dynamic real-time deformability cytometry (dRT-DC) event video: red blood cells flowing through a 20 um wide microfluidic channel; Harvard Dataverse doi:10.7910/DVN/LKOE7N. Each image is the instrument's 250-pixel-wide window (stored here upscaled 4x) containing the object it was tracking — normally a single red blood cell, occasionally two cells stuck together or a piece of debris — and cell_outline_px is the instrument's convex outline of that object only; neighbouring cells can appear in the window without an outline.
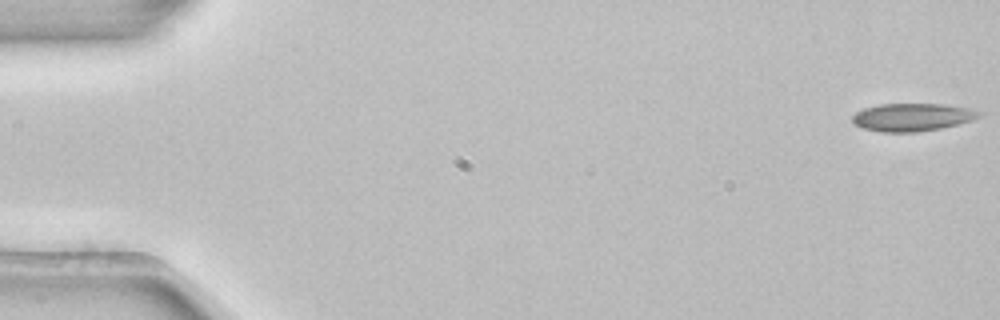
{"species": "common noctule bat (a hibernating species)", "species_latin": "Nyctalus noctula", "temperature_condition": "room temperature", "stored_images_in_passage": 11, "camera_frame_rate_fps": 3000, "um_per_image_px": 0.085, "animal": {"sex": "female", "body_mass_g": 22.7, "forearm_length_mm": 54.2}, "frame": {"image": 1, "passage_image": 1, "time_ms": 0.0, "image_size_px": [1000, 320], "cell_outline_px": [[984, 112], [980, 116], [972, 120], [940, 128], [916, 132], [880, 132], [864, 128], [852, 124], [852, 116], [856, 112], [864, 108], [880, 104], [944, 104], [976, 108]], "centroid_in_image_um": [77.57, 9.95], "position_along_channel_um": 7.4, "area_um2": 20.75}}